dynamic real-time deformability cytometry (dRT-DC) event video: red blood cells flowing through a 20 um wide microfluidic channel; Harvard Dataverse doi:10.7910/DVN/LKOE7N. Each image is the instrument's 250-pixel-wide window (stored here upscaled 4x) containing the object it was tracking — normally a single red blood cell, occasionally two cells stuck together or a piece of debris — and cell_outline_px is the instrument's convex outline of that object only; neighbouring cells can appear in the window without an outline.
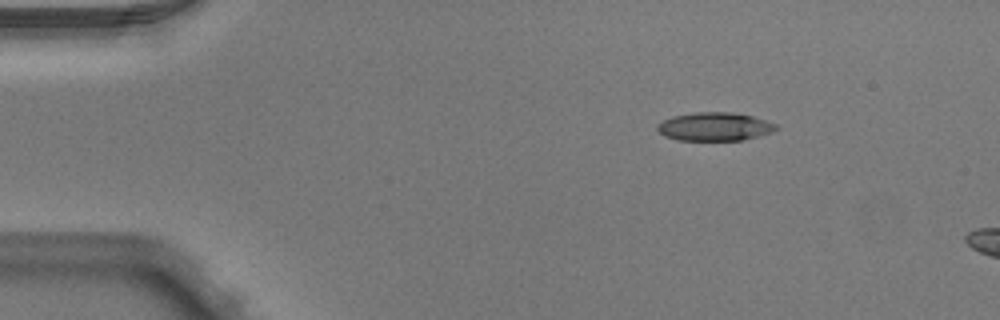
{"species": "Egyptian fruit bat (a non-hibernating species)", "species_latin": "Rousettus aegyptiacus", "temperature_condition": "warm", "stored_images_in_passage": 3, "segment_of_instrument_passage": [1, 2], "camera_frame_rate_fps": 3000, "um_per_image_px": 0.085, "animal": {"sex": "male"}, "frame": {"image": 1, "passage_image": 1, "time_ms": 0.0, "image_size_px": [1000, 320], "cell_outline_px": [[780, 128], [772, 132], [744, 140], [680, 140], [664, 136], [656, 128], [656, 124], [672, 116], [696, 112], [728, 112], [752, 116], [776, 124]], "centroid_in_image_um": [60.74, 10.76], "position_along_channel_um": 24.3, "area_um2": 19.59}}